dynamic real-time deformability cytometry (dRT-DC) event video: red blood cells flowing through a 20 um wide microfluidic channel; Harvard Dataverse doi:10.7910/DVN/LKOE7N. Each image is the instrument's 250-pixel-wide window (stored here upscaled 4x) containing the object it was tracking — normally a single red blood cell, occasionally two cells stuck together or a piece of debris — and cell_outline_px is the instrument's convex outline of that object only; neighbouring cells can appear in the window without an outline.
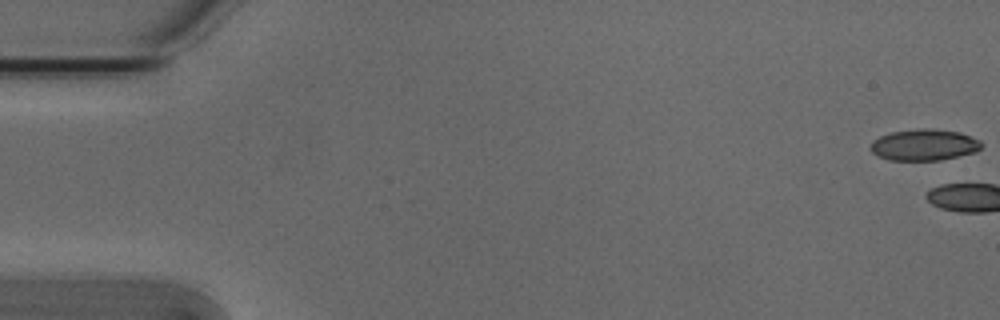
{"species": "Egyptian fruit bat (a non-hibernating species)", "species_latin": "Rousettus aegyptiacus", "temperature_condition": "cold", "stored_images_in_passage": 3, "camera_frame_rate_fps": 3000, "um_per_image_px": 0.085, "animal": {"sex": "male"}, "frame": {"image": 1, "passage_image": 1, "time_ms": 0.0, "image_size_px": [1000, 320], "cell_outline_px": [[984, 144], [976, 152], [940, 160], [888, 160], [876, 156], [872, 152], [872, 140], [880, 136], [892, 132], [920, 128], [932, 128], [960, 132], [980, 140]], "centroid_in_image_um": [78.57, 12.31], "position_along_channel_um": 6.4, "area_um2": 20.35}}